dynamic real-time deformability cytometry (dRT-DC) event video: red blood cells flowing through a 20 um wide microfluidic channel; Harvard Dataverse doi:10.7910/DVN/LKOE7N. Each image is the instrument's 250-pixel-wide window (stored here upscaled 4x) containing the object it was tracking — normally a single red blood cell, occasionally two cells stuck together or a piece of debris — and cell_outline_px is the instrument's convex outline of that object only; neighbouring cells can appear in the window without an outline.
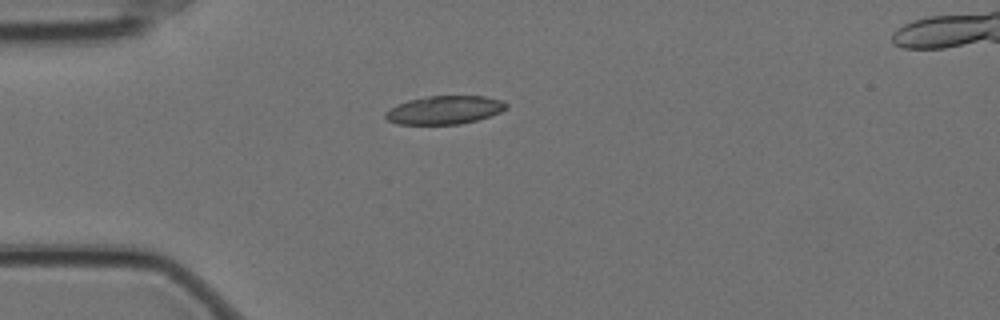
{"species": "Egyptian fruit bat (a non-hibernating species)", "species_latin": "Rousettus aegyptiacus", "temperature_condition": "cold", "stored_images_in_passage": 10, "camera_frame_rate_fps": 3000, "um_per_image_px": 0.085, "animal": {"sex": "female"}, "frame": {"image": 1, "passage_image": 1, "time_ms": 0.0, "image_size_px": [1000, 320], "cell_outline_px": [[508, 108], [500, 112], [476, 120], [460, 124], [396, 124], [388, 120], [384, 116], [384, 112], [396, 104], [408, 100], [428, 96], [484, 96], [500, 100], [508, 104]], "centroid_in_image_um": [37.75, 9.34], "position_along_channel_um": 47.2, "area_um2": 19.94}}
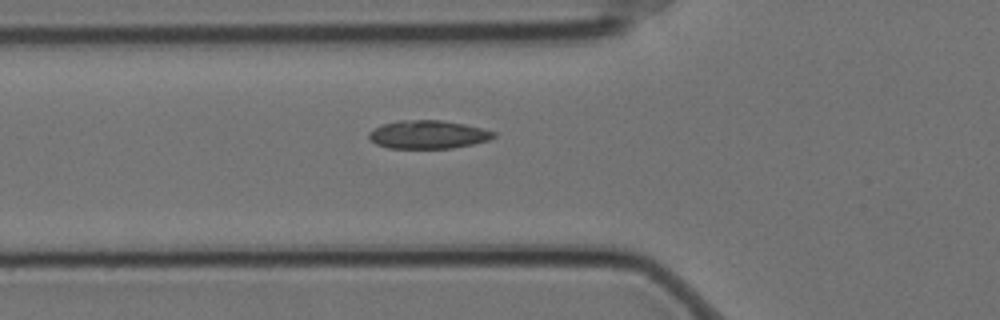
{"frame": {"image": 2, "passage_image": 6, "time_ms": 1.667, "image_size_px": [1000, 320], "cell_outline_px": [[496, 136], [488, 140], [472, 144], [452, 148], [388, 148], [376, 144], [368, 136], [368, 132], [384, 124], [400, 120], [444, 120], [464, 124], [496, 132]], "centroid_in_image_um": [36.39, 11.43], "position_along_channel_um": 89.4, "area_um2": 20.4}}
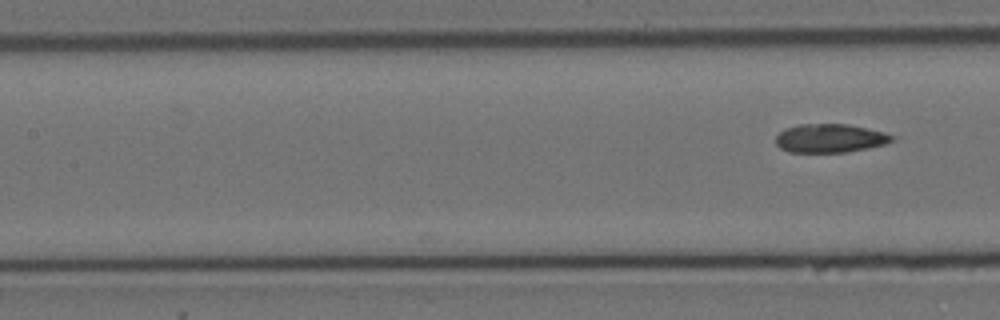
{"frame": {"image": 3, "passage_image": 10, "time_ms": 3.0, "image_size_px": [1000, 320], "cell_outline_px": [[900, 136], [888, 144], [844, 152], [788, 152], [780, 148], [776, 144], [776, 136], [784, 128], [800, 124], [848, 124], [868, 128]], "centroid_in_image_um": [70.6, 11.74], "position_along_channel_um": 136.8, "area_um2": 19.65}}